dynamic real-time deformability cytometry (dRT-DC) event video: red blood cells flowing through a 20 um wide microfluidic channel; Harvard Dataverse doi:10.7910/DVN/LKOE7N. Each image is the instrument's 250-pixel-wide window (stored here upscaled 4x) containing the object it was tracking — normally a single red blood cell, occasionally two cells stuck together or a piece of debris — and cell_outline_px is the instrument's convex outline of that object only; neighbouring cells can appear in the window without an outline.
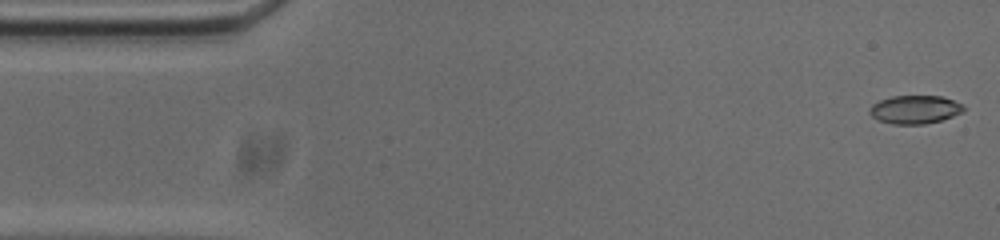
{"species": "common noctule bat (a hibernating species)", "species_latin": "Nyctalus noctula", "temperature_condition": "cold", "stored_images_in_passage": 53, "camera_frame_rate_fps": 3000, "um_per_image_px": 0.085, "animal": {"sex": "male", "body_mass_g": 20.0, "forearm_length_mm": 53.3}, "frame": {"image": 1, "passage_image": 1, "time_ms": 0.0, "image_size_px": [1000, 240], "cell_outline_px": [[964, 112], [940, 120], [924, 124], [892, 124], [876, 120], [868, 112], [872, 104], [880, 100], [892, 96], [940, 96], [964, 104]], "centroid_in_image_um": [77.75, 9.31], "position_along_channel_um": 7.3, "area_um2": 15.55}}
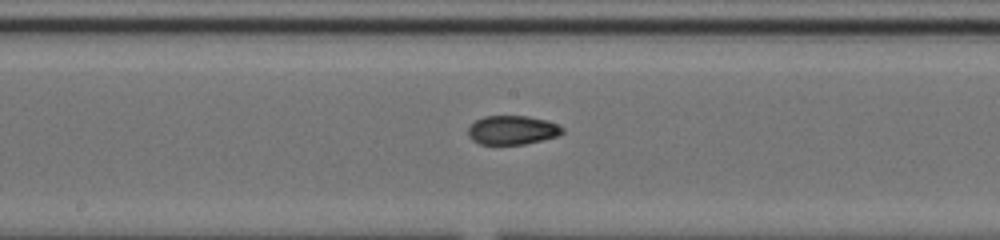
{"frame": {"image": 2, "passage_image": 26, "time_ms": 8.333, "image_size_px": [1000, 240], "cell_outline_px": [[564, 132], [556, 136], [524, 144], [480, 144], [472, 140], [468, 136], [468, 128], [476, 120], [484, 116], [528, 116], [548, 120], [564, 128]], "centroid_in_image_um": [43.54, 11.05], "position_along_channel_um": 204.7, "area_um2": 15.84}}
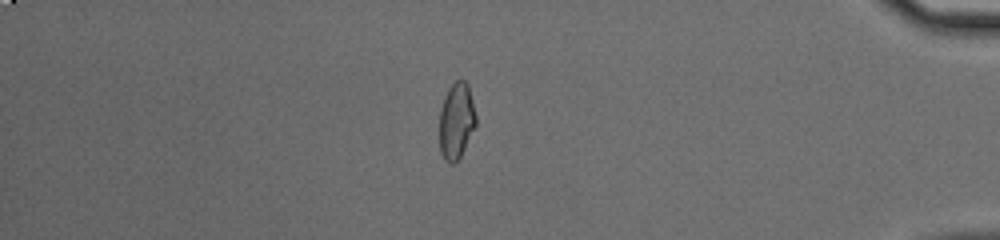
{"frame": {"image": 3, "passage_image": 45, "time_ms": 14.667, "image_size_px": [1000, 240], "cell_outline_px": [[476, 128], [460, 156], [452, 164], [448, 164], [444, 160], [440, 152], [440, 108], [444, 96], [448, 88], [456, 80], [464, 80], [468, 84], [476, 116]], "centroid_in_image_um": [38.79, 10.28], "position_along_channel_um": 396.4, "area_um2": 16.36}, "authors_computed_cell_mechanics": {"area_um2": 16.184, "velocity_mm_per_s": 3.7405, "shape_relaxation_time_tau1_ms": null, "shape_relaxation_time_tau2_ms": 2.3281, "deformation_change_tau1": null, "deformation_change_tau2": 0.0645}}